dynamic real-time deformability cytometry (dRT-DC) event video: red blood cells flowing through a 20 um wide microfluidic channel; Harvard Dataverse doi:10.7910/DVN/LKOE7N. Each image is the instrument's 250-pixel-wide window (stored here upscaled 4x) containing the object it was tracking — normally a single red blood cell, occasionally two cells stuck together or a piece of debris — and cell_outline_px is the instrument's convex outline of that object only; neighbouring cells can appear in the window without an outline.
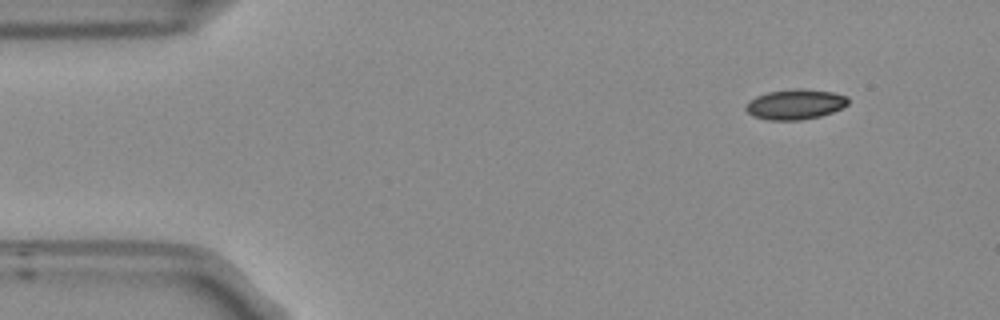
{"species": "Egyptian fruit bat (a non-hibernating species)", "species_latin": "Rousettus aegyptiacus", "temperature_condition": "room temperature", "stored_images_in_passage": 12, "camera_frame_rate_fps": 3000, "um_per_image_px": 0.085, "frame": {"image": 1, "passage_image": 1, "time_ms": 0.0, "image_size_px": [1000, 320], "cell_outline_px": [[848, 104], [832, 112], [820, 116], [800, 120], [768, 120], [752, 116], [744, 108], [744, 104], [748, 100], [756, 96], [768, 92], [796, 88], [800, 88], [832, 92], [848, 96]], "centroid_in_image_um": [67.55, 8.86], "position_along_channel_um": 17.4, "area_um2": 18.09}}
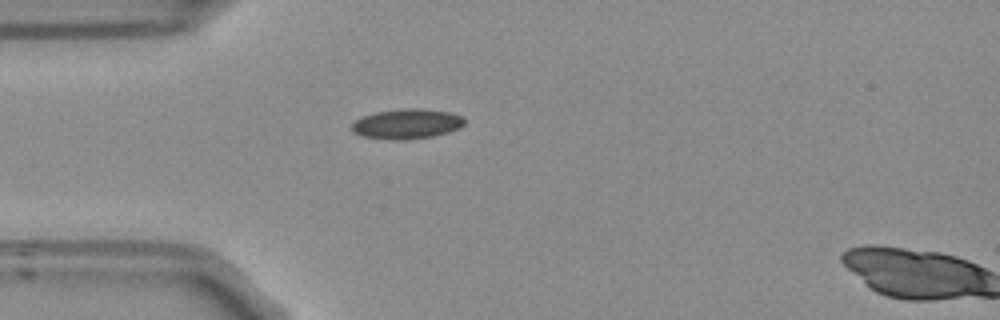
{"frame": {"image": 2, "passage_image": 10, "time_ms": 3.0, "image_size_px": [1000, 320], "cell_outline_px": [[464, 124], [460, 128], [448, 132], [432, 136], [404, 140], [392, 140], [364, 136], [352, 132], [352, 124], [360, 116], [376, 112], [404, 108], [424, 108], [448, 112], [464, 116]], "centroid_in_image_um": [34.59, 10.52], "position_along_channel_um": 50.4, "area_um2": 19.77}}